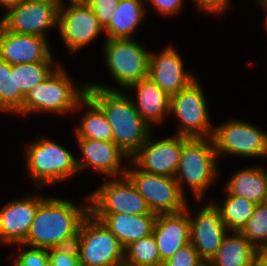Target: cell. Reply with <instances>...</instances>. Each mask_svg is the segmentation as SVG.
Instances as JSON below:
<instances>
[{
    "mask_svg": "<svg viewBox=\"0 0 267 266\" xmlns=\"http://www.w3.org/2000/svg\"><path fill=\"white\" fill-rule=\"evenodd\" d=\"M254 266H267V251L265 249H257Z\"/></svg>",
    "mask_w": 267,
    "mask_h": 266,
    "instance_id": "cell-38",
    "label": "cell"
},
{
    "mask_svg": "<svg viewBox=\"0 0 267 266\" xmlns=\"http://www.w3.org/2000/svg\"><path fill=\"white\" fill-rule=\"evenodd\" d=\"M126 175L155 214L176 213L186 209V198L174 177L127 168Z\"/></svg>",
    "mask_w": 267,
    "mask_h": 266,
    "instance_id": "cell-10",
    "label": "cell"
},
{
    "mask_svg": "<svg viewBox=\"0 0 267 266\" xmlns=\"http://www.w3.org/2000/svg\"><path fill=\"white\" fill-rule=\"evenodd\" d=\"M27 247L15 258L13 266H49L48 251L44 248Z\"/></svg>",
    "mask_w": 267,
    "mask_h": 266,
    "instance_id": "cell-34",
    "label": "cell"
},
{
    "mask_svg": "<svg viewBox=\"0 0 267 266\" xmlns=\"http://www.w3.org/2000/svg\"><path fill=\"white\" fill-rule=\"evenodd\" d=\"M217 154L212 137L190 138L180 154L179 166L175 179L181 192L184 194L186 184L194 192L196 199L201 202L204 192L214 183L217 173Z\"/></svg>",
    "mask_w": 267,
    "mask_h": 266,
    "instance_id": "cell-4",
    "label": "cell"
},
{
    "mask_svg": "<svg viewBox=\"0 0 267 266\" xmlns=\"http://www.w3.org/2000/svg\"><path fill=\"white\" fill-rule=\"evenodd\" d=\"M95 13L100 26L104 29L117 9L120 0H85Z\"/></svg>",
    "mask_w": 267,
    "mask_h": 266,
    "instance_id": "cell-35",
    "label": "cell"
},
{
    "mask_svg": "<svg viewBox=\"0 0 267 266\" xmlns=\"http://www.w3.org/2000/svg\"><path fill=\"white\" fill-rule=\"evenodd\" d=\"M60 4L58 27L69 53H75L103 30L98 19L85 1H70L67 7Z\"/></svg>",
    "mask_w": 267,
    "mask_h": 266,
    "instance_id": "cell-13",
    "label": "cell"
},
{
    "mask_svg": "<svg viewBox=\"0 0 267 266\" xmlns=\"http://www.w3.org/2000/svg\"><path fill=\"white\" fill-rule=\"evenodd\" d=\"M195 79L187 87L170 97L169 111L179 118L178 135L189 138L212 137L208 107L203 89Z\"/></svg>",
    "mask_w": 267,
    "mask_h": 266,
    "instance_id": "cell-9",
    "label": "cell"
},
{
    "mask_svg": "<svg viewBox=\"0 0 267 266\" xmlns=\"http://www.w3.org/2000/svg\"><path fill=\"white\" fill-rule=\"evenodd\" d=\"M213 128L217 157L222 152L247 157L267 156V134L260 128L235 119Z\"/></svg>",
    "mask_w": 267,
    "mask_h": 266,
    "instance_id": "cell-12",
    "label": "cell"
},
{
    "mask_svg": "<svg viewBox=\"0 0 267 266\" xmlns=\"http://www.w3.org/2000/svg\"><path fill=\"white\" fill-rule=\"evenodd\" d=\"M226 193L222 206L217 203L215 205L220 211L221 218L229 230L228 232H241L252 217L257 204L245 198Z\"/></svg>",
    "mask_w": 267,
    "mask_h": 266,
    "instance_id": "cell-27",
    "label": "cell"
},
{
    "mask_svg": "<svg viewBox=\"0 0 267 266\" xmlns=\"http://www.w3.org/2000/svg\"><path fill=\"white\" fill-rule=\"evenodd\" d=\"M197 250L189 243L177 250L174 255L163 263V266H205Z\"/></svg>",
    "mask_w": 267,
    "mask_h": 266,
    "instance_id": "cell-33",
    "label": "cell"
},
{
    "mask_svg": "<svg viewBox=\"0 0 267 266\" xmlns=\"http://www.w3.org/2000/svg\"><path fill=\"white\" fill-rule=\"evenodd\" d=\"M32 1H62V0H32Z\"/></svg>",
    "mask_w": 267,
    "mask_h": 266,
    "instance_id": "cell-42",
    "label": "cell"
},
{
    "mask_svg": "<svg viewBox=\"0 0 267 266\" xmlns=\"http://www.w3.org/2000/svg\"><path fill=\"white\" fill-rule=\"evenodd\" d=\"M46 38L13 33L0 23V59L9 64L53 61Z\"/></svg>",
    "mask_w": 267,
    "mask_h": 266,
    "instance_id": "cell-17",
    "label": "cell"
},
{
    "mask_svg": "<svg viewBox=\"0 0 267 266\" xmlns=\"http://www.w3.org/2000/svg\"><path fill=\"white\" fill-rule=\"evenodd\" d=\"M89 213V204L77 207L69 200L46 197L38 205L27 238L16 245L44 249L73 245Z\"/></svg>",
    "mask_w": 267,
    "mask_h": 266,
    "instance_id": "cell-1",
    "label": "cell"
},
{
    "mask_svg": "<svg viewBox=\"0 0 267 266\" xmlns=\"http://www.w3.org/2000/svg\"><path fill=\"white\" fill-rule=\"evenodd\" d=\"M107 181L87 197L91 214H155L125 174Z\"/></svg>",
    "mask_w": 267,
    "mask_h": 266,
    "instance_id": "cell-8",
    "label": "cell"
},
{
    "mask_svg": "<svg viewBox=\"0 0 267 266\" xmlns=\"http://www.w3.org/2000/svg\"><path fill=\"white\" fill-rule=\"evenodd\" d=\"M75 246L81 266H115L124 248L106 225L89 213L81 223Z\"/></svg>",
    "mask_w": 267,
    "mask_h": 266,
    "instance_id": "cell-6",
    "label": "cell"
},
{
    "mask_svg": "<svg viewBox=\"0 0 267 266\" xmlns=\"http://www.w3.org/2000/svg\"><path fill=\"white\" fill-rule=\"evenodd\" d=\"M84 105L90 110L76 128V137L113 141L112 128L103 111L87 95L84 97Z\"/></svg>",
    "mask_w": 267,
    "mask_h": 266,
    "instance_id": "cell-26",
    "label": "cell"
},
{
    "mask_svg": "<svg viewBox=\"0 0 267 266\" xmlns=\"http://www.w3.org/2000/svg\"><path fill=\"white\" fill-rule=\"evenodd\" d=\"M105 62L112 77L123 89L148 77V52L133 39H106Z\"/></svg>",
    "mask_w": 267,
    "mask_h": 266,
    "instance_id": "cell-7",
    "label": "cell"
},
{
    "mask_svg": "<svg viewBox=\"0 0 267 266\" xmlns=\"http://www.w3.org/2000/svg\"><path fill=\"white\" fill-rule=\"evenodd\" d=\"M264 203L267 205V192H266V199H265Z\"/></svg>",
    "mask_w": 267,
    "mask_h": 266,
    "instance_id": "cell-43",
    "label": "cell"
},
{
    "mask_svg": "<svg viewBox=\"0 0 267 266\" xmlns=\"http://www.w3.org/2000/svg\"><path fill=\"white\" fill-rule=\"evenodd\" d=\"M23 101L24 95L15 89L14 65L0 59V110L18 113Z\"/></svg>",
    "mask_w": 267,
    "mask_h": 266,
    "instance_id": "cell-29",
    "label": "cell"
},
{
    "mask_svg": "<svg viewBox=\"0 0 267 266\" xmlns=\"http://www.w3.org/2000/svg\"><path fill=\"white\" fill-rule=\"evenodd\" d=\"M92 215L106 225L124 249L131 243L152 234L157 216V214L132 215L127 213Z\"/></svg>",
    "mask_w": 267,
    "mask_h": 266,
    "instance_id": "cell-21",
    "label": "cell"
},
{
    "mask_svg": "<svg viewBox=\"0 0 267 266\" xmlns=\"http://www.w3.org/2000/svg\"><path fill=\"white\" fill-rule=\"evenodd\" d=\"M190 215L187 205L180 212L157 214L152 234L162 263L190 243Z\"/></svg>",
    "mask_w": 267,
    "mask_h": 266,
    "instance_id": "cell-18",
    "label": "cell"
},
{
    "mask_svg": "<svg viewBox=\"0 0 267 266\" xmlns=\"http://www.w3.org/2000/svg\"><path fill=\"white\" fill-rule=\"evenodd\" d=\"M49 266H81L75 244L47 249Z\"/></svg>",
    "mask_w": 267,
    "mask_h": 266,
    "instance_id": "cell-32",
    "label": "cell"
},
{
    "mask_svg": "<svg viewBox=\"0 0 267 266\" xmlns=\"http://www.w3.org/2000/svg\"><path fill=\"white\" fill-rule=\"evenodd\" d=\"M128 89H136V99H132L136 110L144 121L152 127V124L162 122L165 114L170 112V96H168L156 83L149 77L131 84ZM166 112V113H165Z\"/></svg>",
    "mask_w": 267,
    "mask_h": 266,
    "instance_id": "cell-22",
    "label": "cell"
},
{
    "mask_svg": "<svg viewBox=\"0 0 267 266\" xmlns=\"http://www.w3.org/2000/svg\"><path fill=\"white\" fill-rule=\"evenodd\" d=\"M148 77L170 97L196 79L185 71L179 53L172 47L159 55L150 53Z\"/></svg>",
    "mask_w": 267,
    "mask_h": 266,
    "instance_id": "cell-19",
    "label": "cell"
},
{
    "mask_svg": "<svg viewBox=\"0 0 267 266\" xmlns=\"http://www.w3.org/2000/svg\"><path fill=\"white\" fill-rule=\"evenodd\" d=\"M150 137L130 157V163L147 173L175 177L183 145L190 138L176 134L154 143Z\"/></svg>",
    "mask_w": 267,
    "mask_h": 266,
    "instance_id": "cell-14",
    "label": "cell"
},
{
    "mask_svg": "<svg viewBox=\"0 0 267 266\" xmlns=\"http://www.w3.org/2000/svg\"><path fill=\"white\" fill-rule=\"evenodd\" d=\"M195 1L198 9L201 11H207L209 13H222L230 6L229 0H193Z\"/></svg>",
    "mask_w": 267,
    "mask_h": 266,
    "instance_id": "cell-36",
    "label": "cell"
},
{
    "mask_svg": "<svg viewBox=\"0 0 267 266\" xmlns=\"http://www.w3.org/2000/svg\"><path fill=\"white\" fill-rule=\"evenodd\" d=\"M86 95L103 111L112 128L113 142L130 158L151 135L132 98L119 89L87 84Z\"/></svg>",
    "mask_w": 267,
    "mask_h": 266,
    "instance_id": "cell-2",
    "label": "cell"
},
{
    "mask_svg": "<svg viewBox=\"0 0 267 266\" xmlns=\"http://www.w3.org/2000/svg\"><path fill=\"white\" fill-rule=\"evenodd\" d=\"M24 197L9 201L0 210V243L22 244L27 238L38 205L46 198Z\"/></svg>",
    "mask_w": 267,
    "mask_h": 266,
    "instance_id": "cell-16",
    "label": "cell"
},
{
    "mask_svg": "<svg viewBox=\"0 0 267 266\" xmlns=\"http://www.w3.org/2000/svg\"><path fill=\"white\" fill-rule=\"evenodd\" d=\"M257 249L241 232L233 231L223 238L208 266H254Z\"/></svg>",
    "mask_w": 267,
    "mask_h": 266,
    "instance_id": "cell-23",
    "label": "cell"
},
{
    "mask_svg": "<svg viewBox=\"0 0 267 266\" xmlns=\"http://www.w3.org/2000/svg\"><path fill=\"white\" fill-rule=\"evenodd\" d=\"M87 83L78 89L69 79L60 65L44 81L33 87L24 96L22 109L18 114L45 111L49 113H66L84 105Z\"/></svg>",
    "mask_w": 267,
    "mask_h": 266,
    "instance_id": "cell-3",
    "label": "cell"
},
{
    "mask_svg": "<svg viewBox=\"0 0 267 266\" xmlns=\"http://www.w3.org/2000/svg\"><path fill=\"white\" fill-rule=\"evenodd\" d=\"M54 61L14 64L15 89L25 96L33 87L47 79L55 70Z\"/></svg>",
    "mask_w": 267,
    "mask_h": 266,
    "instance_id": "cell-28",
    "label": "cell"
},
{
    "mask_svg": "<svg viewBox=\"0 0 267 266\" xmlns=\"http://www.w3.org/2000/svg\"><path fill=\"white\" fill-rule=\"evenodd\" d=\"M62 1L22 0L10 7L0 23L13 33L46 38V31L58 27L59 8Z\"/></svg>",
    "mask_w": 267,
    "mask_h": 266,
    "instance_id": "cell-11",
    "label": "cell"
},
{
    "mask_svg": "<svg viewBox=\"0 0 267 266\" xmlns=\"http://www.w3.org/2000/svg\"><path fill=\"white\" fill-rule=\"evenodd\" d=\"M259 3L262 4V7L266 10L267 12V0H259ZM266 27H267V17H266Z\"/></svg>",
    "mask_w": 267,
    "mask_h": 266,
    "instance_id": "cell-41",
    "label": "cell"
},
{
    "mask_svg": "<svg viewBox=\"0 0 267 266\" xmlns=\"http://www.w3.org/2000/svg\"><path fill=\"white\" fill-rule=\"evenodd\" d=\"M79 148L83 154V162L76 159L77 168L83 170L91 166L99 173L112 177H121L126 169L120 168L122 159L130 158L113 141H102L89 138H78ZM85 160V162H84Z\"/></svg>",
    "mask_w": 267,
    "mask_h": 266,
    "instance_id": "cell-20",
    "label": "cell"
},
{
    "mask_svg": "<svg viewBox=\"0 0 267 266\" xmlns=\"http://www.w3.org/2000/svg\"><path fill=\"white\" fill-rule=\"evenodd\" d=\"M115 266H137V265L131 264L127 262L126 260H122L121 262L117 263Z\"/></svg>",
    "mask_w": 267,
    "mask_h": 266,
    "instance_id": "cell-40",
    "label": "cell"
},
{
    "mask_svg": "<svg viewBox=\"0 0 267 266\" xmlns=\"http://www.w3.org/2000/svg\"><path fill=\"white\" fill-rule=\"evenodd\" d=\"M183 1L184 0H150V3L159 13L172 15L180 11Z\"/></svg>",
    "mask_w": 267,
    "mask_h": 266,
    "instance_id": "cell-37",
    "label": "cell"
},
{
    "mask_svg": "<svg viewBox=\"0 0 267 266\" xmlns=\"http://www.w3.org/2000/svg\"><path fill=\"white\" fill-rule=\"evenodd\" d=\"M144 16L141 0H120L109 24L103 29L107 39H131Z\"/></svg>",
    "mask_w": 267,
    "mask_h": 266,
    "instance_id": "cell-25",
    "label": "cell"
},
{
    "mask_svg": "<svg viewBox=\"0 0 267 266\" xmlns=\"http://www.w3.org/2000/svg\"><path fill=\"white\" fill-rule=\"evenodd\" d=\"M124 260L137 266H163L153 234L128 245Z\"/></svg>",
    "mask_w": 267,
    "mask_h": 266,
    "instance_id": "cell-30",
    "label": "cell"
},
{
    "mask_svg": "<svg viewBox=\"0 0 267 266\" xmlns=\"http://www.w3.org/2000/svg\"><path fill=\"white\" fill-rule=\"evenodd\" d=\"M22 0H0V6L6 8L8 10L10 7L16 6Z\"/></svg>",
    "mask_w": 267,
    "mask_h": 266,
    "instance_id": "cell-39",
    "label": "cell"
},
{
    "mask_svg": "<svg viewBox=\"0 0 267 266\" xmlns=\"http://www.w3.org/2000/svg\"><path fill=\"white\" fill-rule=\"evenodd\" d=\"M225 191L255 204H262L266 199L267 170L255 166L241 169L231 177Z\"/></svg>",
    "mask_w": 267,
    "mask_h": 266,
    "instance_id": "cell-24",
    "label": "cell"
},
{
    "mask_svg": "<svg viewBox=\"0 0 267 266\" xmlns=\"http://www.w3.org/2000/svg\"><path fill=\"white\" fill-rule=\"evenodd\" d=\"M199 210L194 219L190 218V243L200 258L208 264L216 255L228 229L214 201Z\"/></svg>",
    "mask_w": 267,
    "mask_h": 266,
    "instance_id": "cell-15",
    "label": "cell"
},
{
    "mask_svg": "<svg viewBox=\"0 0 267 266\" xmlns=\"http://www.w3.org/2000/svg\"><path fill=\"white\" fill-rule=\"evenodd\" d=\"M25 152L28 176L39 186L63 181L78 172L77 158L50 139H37Z\"/></svg>",
    "mask_w": 267,
    "mask_h": 266,
    "instance_id": "cell-5",
    "label": "cell"
},
{
    "mask_svg": "<svg viewBox=\"0 0 267 266\" xmlns=\"http://www.w3.org/2000/svg\"><path fill=\"white\" fill-rule=\"evenodd\" d=\"M241 233L256 249H264L267 246V205L265 203L257 204L252 217Z\"/></svg>",
    "mask_w": 267,
    "mask_h": 266,
    "instance_id": "cell-31",
    "label": "cell"
}]
</instances>
